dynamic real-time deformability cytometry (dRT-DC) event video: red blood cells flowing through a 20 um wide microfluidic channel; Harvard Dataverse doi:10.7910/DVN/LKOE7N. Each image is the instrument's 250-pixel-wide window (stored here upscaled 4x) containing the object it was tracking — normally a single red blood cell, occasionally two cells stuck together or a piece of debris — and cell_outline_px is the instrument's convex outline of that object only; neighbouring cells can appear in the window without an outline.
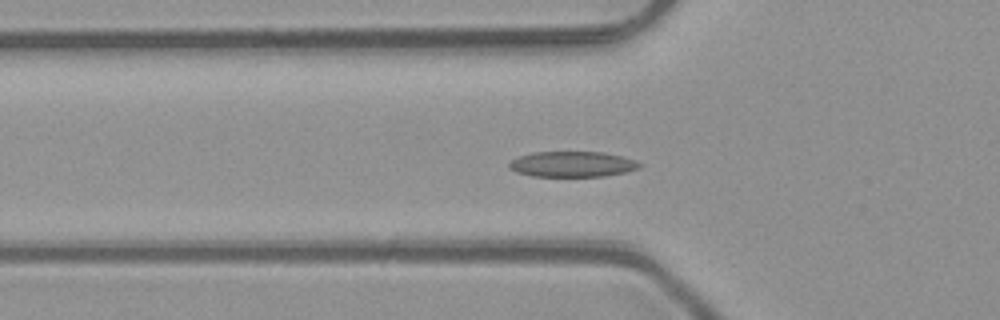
{"species": "common noctule bat (a hibernating species)", "species_latin": "Nyctalus noctula", "temperature_condition": "room temperature", "stored_images_in_passage": 48, "camera_frame_rate_fps": 3000, "um_per_image_px": 0.085, "animal": {"sex": "male", "body_mass_g": 23.1, "forearm_length_mm": 52.7}, "frame": {"image": 1, "passage_image": 15, "time_ms": 4.667, "image_size_px": [1000, 320], "cell_outline_px": [[644, 164], [636, 168], [624, 172], [604, 176], [532, 176], [516, 172], [508, 168], [508, 164], [512, 160], [520, 156], [532, 152], [600, 152], [620, 156], [636, 160]], "centroid_in_image_um": [48.62, 13.95], "position_along_channel_um": 77.2, "area_um2": 19.25}}
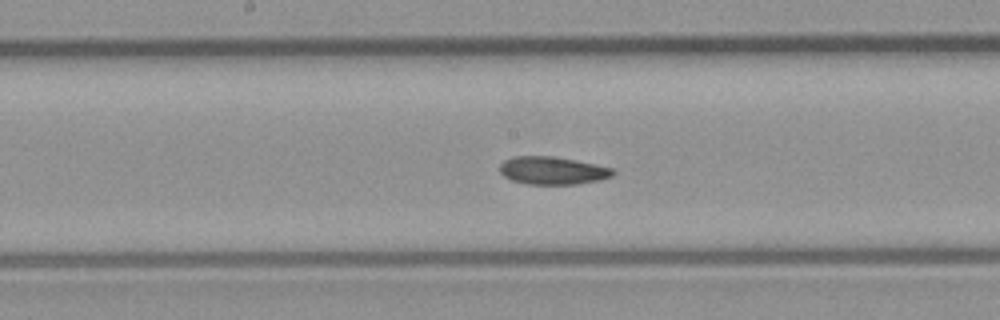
{"frame": {"image": 2, "passage_image": 24, "time_ms": 7.667, "image_size_px": [1000, 320], "cell_outline_px": [[616, 172], [612, 176], [600, 180], [576, 184], [528, 184], [512, 180], [504, 176], [500, 172], [500, 164], [504, 160], [512, 156], [552, 156], [596, 164], [612, 168]], "centroid_in_image_um": [46.96, 14.49], "position_along_channel_um": 201.2, "area_um2": 18.32}}
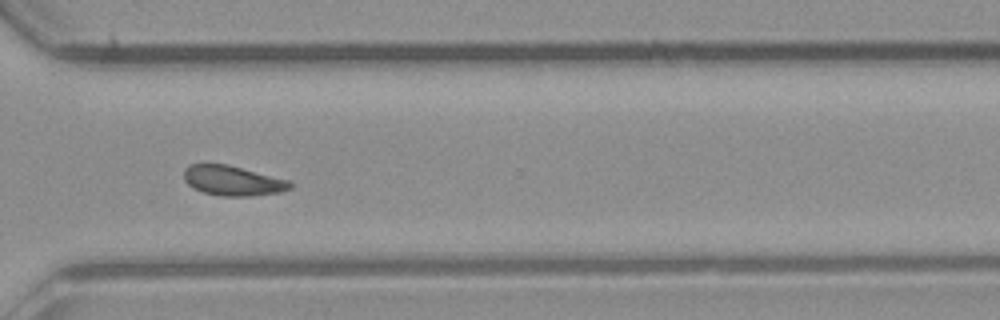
{"frame": {"image": 3, "passage_image": 35, "time_ms": 11.333, "image_size_px": [1000, 320], "cell_outline_px": [[292, 188], [280, 192], [252, 196], [220, 196], [204, 192], [192, 188], [184, 180], [184, 168], [188, 164], [228, 164], [292, 180]], "centroid_in_image_um": [19.81, 15.35], "position_along_channel_um": 350.8, "area_um2": 18.84}, "authors_computed_cell_mechanics": {"area_um2": 18.785, "velocity_mm_per_s": 4.0934, "shape_relaxation_time_tau1_ms": 3.3426, "shape_relaxation_time_tau2_ms": 8.71, "deformation_change_tau1": 0.0986, "deformation_change_tau2": 0.1611}}